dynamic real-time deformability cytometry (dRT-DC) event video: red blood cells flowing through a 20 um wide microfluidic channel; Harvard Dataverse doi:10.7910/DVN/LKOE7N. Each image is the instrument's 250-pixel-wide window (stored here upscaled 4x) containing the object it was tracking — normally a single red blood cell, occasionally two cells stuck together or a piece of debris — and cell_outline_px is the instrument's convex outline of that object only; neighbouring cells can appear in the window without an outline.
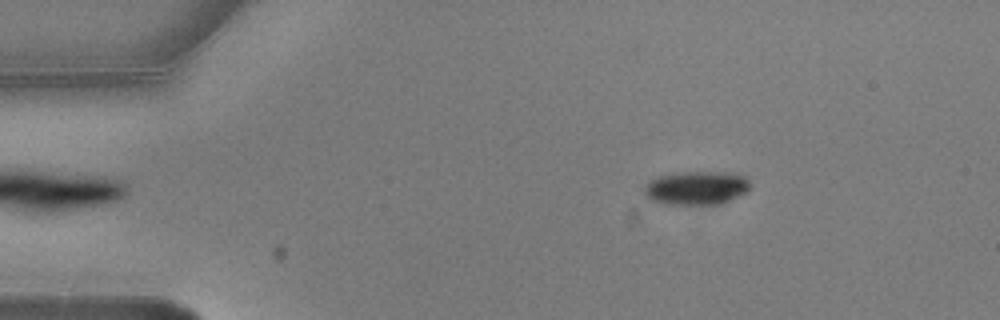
{"species": "common noctule bat (a hibernating species)", "species_latin": "Nyctalus noctula", "temperature_condition": "warm", "stored_images_in_passage": 3, "camera_frame_rate_fps": 3000, "um_per_image_px": 0.085, "animal": {"sex": "male", "body_mass_g": 20.5, "forearm_length_mm": 52.5}, "frame": {"image": 1, "passage_image": 1, "time_ms": 0.0, "image_size_px": [1000, 320], "cell_outline_px": [[748, 192], [720, 204], [664, 204], [652, 200], [644, 196], [644, 184], [648, 180], [656, 176], [676, 172], [736, 172], [748, 176]], "centroid_in_image_um": [59.17, 15.95], "position_along_channel_um": 25.8, "area_um2": 21.21}}